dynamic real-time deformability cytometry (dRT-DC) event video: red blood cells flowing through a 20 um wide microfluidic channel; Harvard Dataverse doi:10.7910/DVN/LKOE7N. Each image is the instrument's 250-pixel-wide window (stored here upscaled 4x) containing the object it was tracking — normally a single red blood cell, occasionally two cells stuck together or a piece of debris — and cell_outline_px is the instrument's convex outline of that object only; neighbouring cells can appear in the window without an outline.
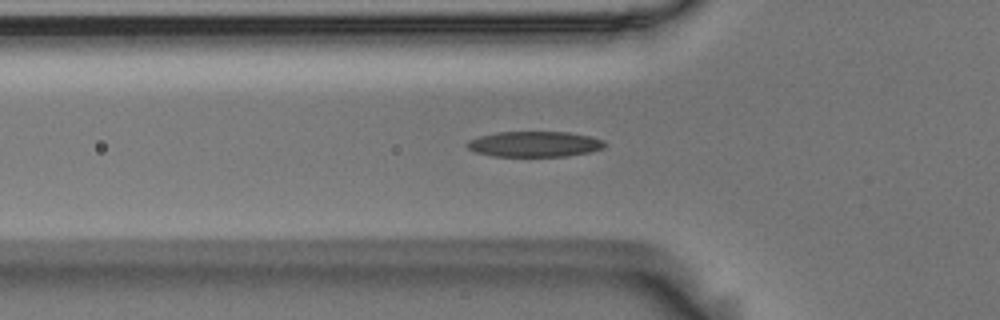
{"species": "Egyptian fruit bat (a non-hibernating species)", "species_latin": "Rousettus aegyptiacus", "temperature_condition": "room temperature", "stored_images_in_passage": 39, "camera_frame_rate_fps": 3000, "um_per_image_px": 0.085, "animal": {"sex": "male"}, "frame": {"image": 1, "passage_image": 7, "time_ms": 2.0, "image_size_px": [1000, 320], "cell_outline_px": [[608, 144], [604, 148], [592, 152], [568, 156], [492, 156], [476, 152], [468, 148], [464, 144], [468, 140], [480, 136], [496, 132], [568, 132], [588, 136], [604, 140]], "centroid_in_image_um": [45.46, 12.25], "position_along_channel_um": 80.3, "area_um2": 20.63}}
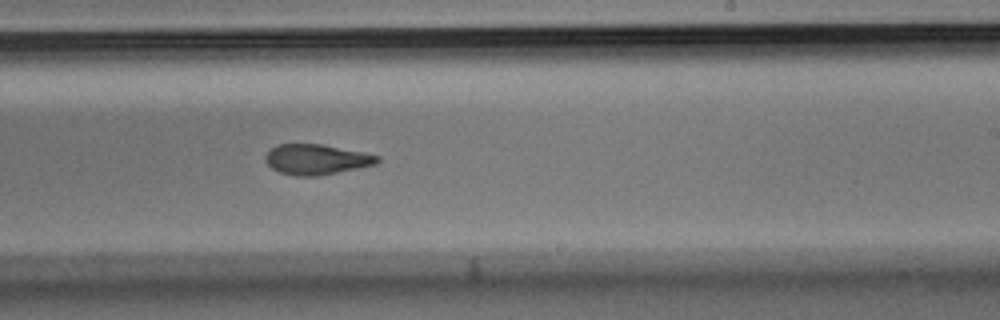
{"frame": {"image": 2, "passage_image": 22, "time_ms": 7.0, "image_size_px": [1000, 320], "cell_outline_px": [[380, 160], [376, 164], [320, 176], [296, 176], [280, 172], [272, 168], [264, 160], [264, 156], [272, 148], [280, 144], [324, 144], [364, 152], [380, 156]], "centroid_in_image_um": [26.91, 13.55], "position_along_channel_um": 262.1, "area_um2": 19.83}}
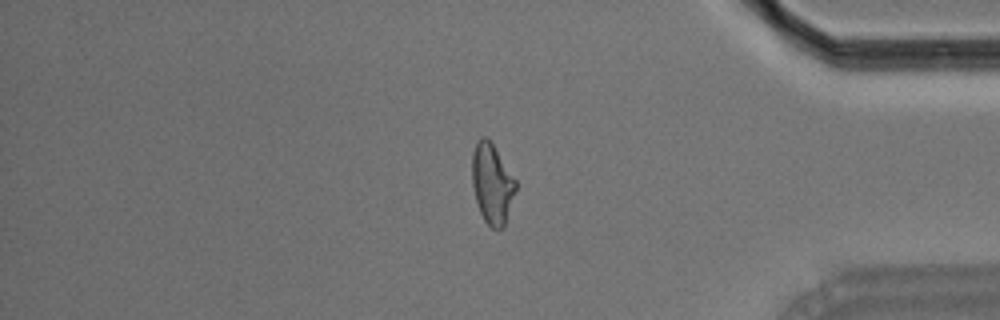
{"frame": {"image": 3, "passage_image": 35, "time_ms": 11.333, "image_size_px": [1000, 320], "cell_outline_px": [[516, 188], [504, 224], [500, 228], [492, 228], [484, 220], [480, 212], [476, 200], [472, 184], [472, 152], [480, 136], [484, 136], [492, 144], [516, 180]], "centroid_in_image_um": [41.8, 15.59], "position_along_channel_um": 393.4, "area_um2": 19.83}}